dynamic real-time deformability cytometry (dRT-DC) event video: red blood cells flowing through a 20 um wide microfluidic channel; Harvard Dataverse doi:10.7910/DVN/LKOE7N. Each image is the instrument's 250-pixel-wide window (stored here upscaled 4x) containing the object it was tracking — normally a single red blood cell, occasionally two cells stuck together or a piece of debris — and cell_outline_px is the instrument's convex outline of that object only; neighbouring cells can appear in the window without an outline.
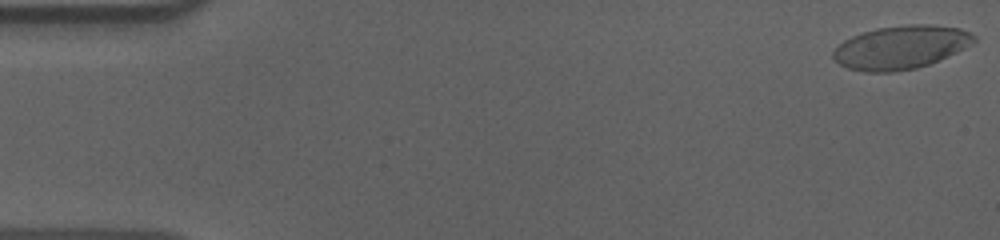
{"species": "human", "species_latin": "Homo sapiens", "temperature_condition": "cold", "stored_images_in_passage": 56, "camera_frame_rate_fps": 3000, "um_per_image_px": 0.085, "donor": {"sex": "male"}, "frame": {"image": 1, "passage_image": 1, "time_ms": 0.0, "image_size_px": [1000, 240], "cell_outline_px": [[976, 40], [956, 52], [928, 64], [916, 68], [892, 72], [864, 72], [848, 68], [840, 64], [832, 56], [832, 52], [844, 40], [852, 36], [876, 28], [908, 24], [932, 24], [960, 28], [976, 36]], "centroid_in_image_um": [76.55, 4.01], "position_along_channel_um": 8.5, "area_um2": 35.32}}
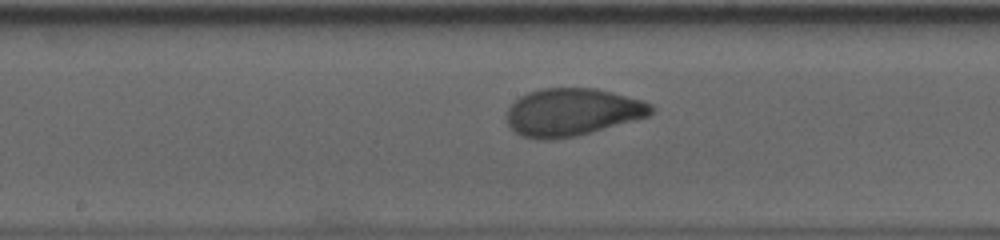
{"frame": {"image": 2, "passage_image": 29, "time_ms": 9.333, "image_size_px": [1000, 240], "cell_outline_px": [[656, 108], [648, 116], [576, 136], [552, 140], [536, 140], [520, 136], [508, 124], [508, 108], [520, 96], [528, 92], [540, 88], [596, 88], [644, 100], [652, 104]], "centroid_in_image_um": [48.64, 9.53], "position_along_channel_um": 199.6, "area_um2": 40.11}}
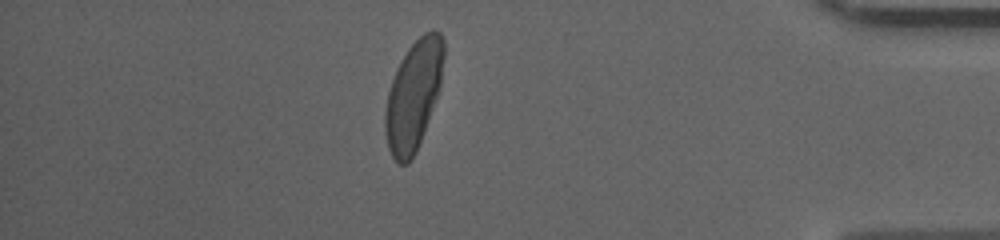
{"frame": {"image": 3, "passage_image": 49, "time_ms": 16.0, "image_size_px": [1000, 240], "cell_outline_px": [[444, 56], [440, 84], [432, 108], [416, 152], [408, 164], [400, 164], [392, 156], [388, 148], [384, 132], [384, 112], [388, 92], [396, 68], [408, 48], [424, 32], [432, 28], [436, 28], [440, 32], [444, 40]], "centroid_in_image_um": [35.13, 8.07], "position_along_channel_um": 400.1, "area_um2": 37.22}, "authors_computed_cell_mechanics": {"area_um2": 38.6104, "velocity_mm_per_s": 3.5951, "shape_relaxation_time_tau1_ms": 4.5742, "shape_relaxation_time_tau2_ms": null, "deformation_change_tau1": 0.1823, "deformation_change_tau2": null}}